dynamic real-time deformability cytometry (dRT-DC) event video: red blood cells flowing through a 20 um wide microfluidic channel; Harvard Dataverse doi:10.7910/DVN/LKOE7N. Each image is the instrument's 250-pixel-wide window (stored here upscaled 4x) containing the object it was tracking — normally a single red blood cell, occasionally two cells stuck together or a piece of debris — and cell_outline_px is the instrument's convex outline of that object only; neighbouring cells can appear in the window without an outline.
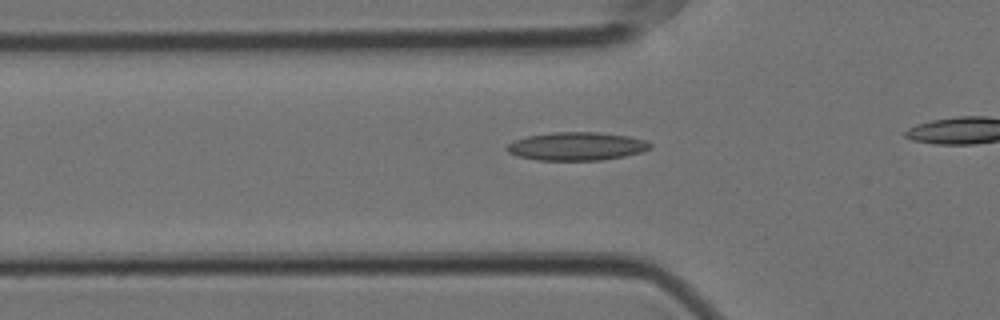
{"species": "Egyptian fruit bat (a non-hibernating species)", "species_latin": "Rousettus aegyptiacus", "temperature_condition": "cold", "stored_images_in_passage": 37, "camera_frame_rate_fps": 3000, "um_per_image_px": 0.085, "animal": {"sex": "female"}, "frame": {"image": 1, "passage_image": 14, "time_ms": 4.333, "image_size_px": [1000, 320], "cell_outline_px": [[652, 148], [640, 152], [624, 156], [600, 160], [536, 160], [516, 156], [508, 152], [504, 148], [508, 144], [516, 140], [528, 136], [552, 132], [596, 132], [628, 136], [644, 140], [652, 144]], "centroid_in_image_um": [48.99, 12.43], "position_along_channel_um": 76.8, "area_um2": 23.52}}
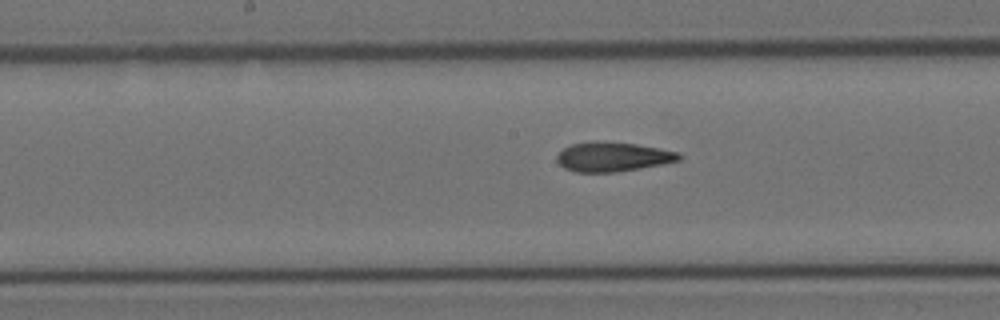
{"frame": {"image": 2, "passage_image": 24, "time_ms": 7.667, "image_size_px": [1000, 320], "cell_outline_px": [[684, 156], [680, 160], [664, 164], [616, 172], [576, 172], [564, 168], [556, 160], [556, 156], [564, 148], [572, 144], [636, 144], [660, 148], [680, 152]], "centroid_in_image_um": [52.17, 13.37], "position_along_channel_um": 196.0, "area_um2": 20.23}}
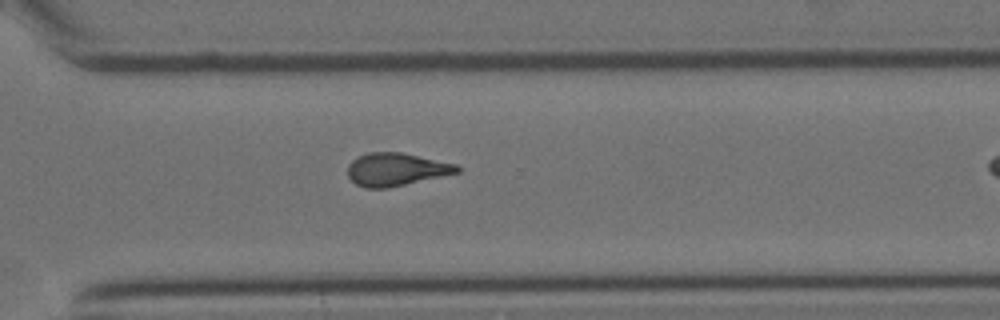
{"frame": {"image": 3, "passage_image": 36, "time_ms": 11.667, "image_size_px": [1000, 320], "cell_outline_px": [[460, 172], [388, 188], [364, 188], [356, 184], [348, 176], [348, 164], [356, 156], [368, 152], [400, 152], [456, 164], [460, 168]], "centroid_in_image_um": [33.63, 14.4], "position_along_channel_um": 337.0, "area_um2": 20.92}}